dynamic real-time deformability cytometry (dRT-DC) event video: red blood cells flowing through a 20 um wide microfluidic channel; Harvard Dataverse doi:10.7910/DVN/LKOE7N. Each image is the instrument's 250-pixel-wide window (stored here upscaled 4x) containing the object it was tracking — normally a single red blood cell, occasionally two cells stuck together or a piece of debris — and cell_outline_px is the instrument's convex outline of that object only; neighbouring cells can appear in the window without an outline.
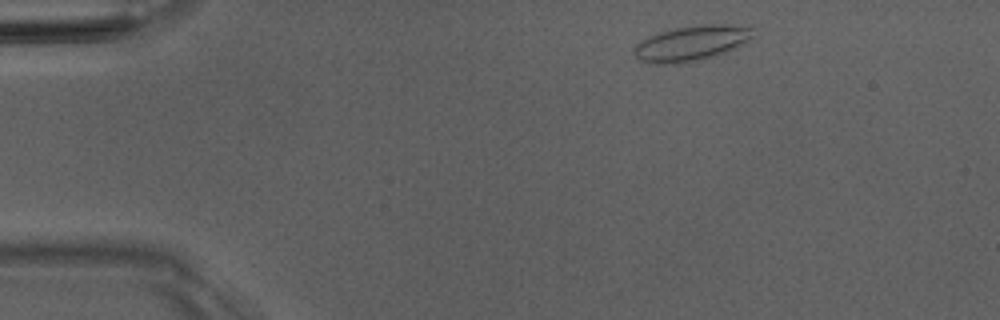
{"species": "Egyptian fruit bat (a non-hibernating species)", "species_latin": "Rousettus aegyptiacus", "temperature_condition": "room temperature", "stored_images_in_passage": 46, "camera_frame_rate_fps": 3000, "um_per_image_px": 0.085, "animal": {"sex": "male"}, "frame": {"image": 1, "passage_image": 3, "time_ms": 0.667, "image_size_px": [1000, 320], "cell_outline_px": [[756, 36], [736, 48], [728, 52], [716, 56], [700, 60], [680, 64], [656, 64], [640, 60], [632, 52], [632, 48], [640, 40], [648, 36], [660, 32], [676, 28], [708, 24], [732, 24], [756, 28]], "centroid_in_image_um": [58.82, 3.68], "position_along_channel_um": 26.2, "area_um2": 24.97}}
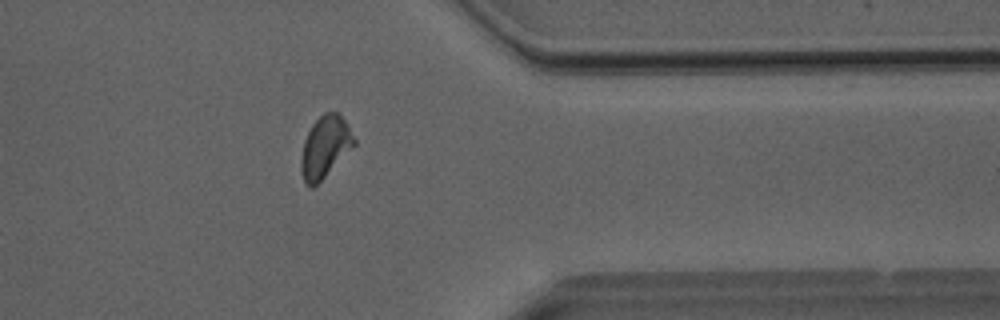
{"frame": {"image": 2, "passage_image": 36, "time_ms": 11.667, "image_size_px": [1000, 320], "cell_outline_px": [[356, 144], [312, 188], [304, 184], [300, 168], [300, 160], [304, 140], [312, 124], [324, 112], [340, 112], [348, 124], [356, 140]], "centroid_in_image_um": [27.62, 12.46], "position_along_channel_um": 383.8, "area_um2": 19.02}}
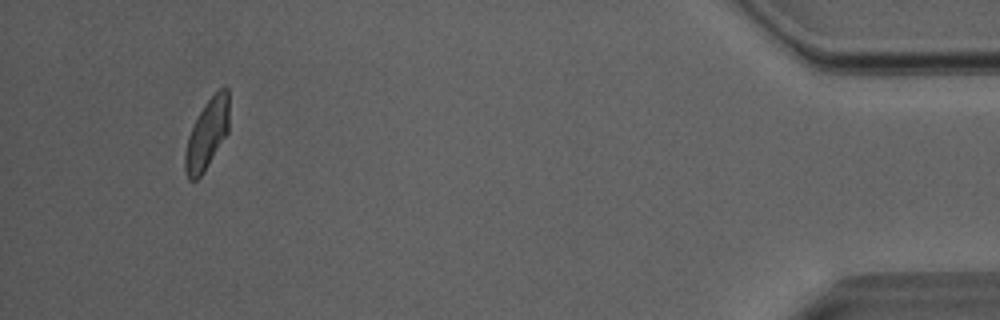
{"frame": {"image": 3, "passage_image": 43, "time_ms": 14.0, "image_size_px": [1000, 320], "cell_outline_px": [[228, 132], [204, 172], [196, 180], [188, 180], [184, 168], [184, 152], [188, 136], [204, 104], [220, 88], [228, 88]], "centroid_in_image_um": [17.58, 11.44], "position_along_channel_um": 417.6, "area_um2": 17.74}, "authors_computed_cell_mechanics": {"area_um2": 18.9873, "velocity_mm_per_s": 4.0338, "shape_relaxation_time_tau1_ms": 4.8256, "shape_relaxation_time_tau2_ms": 1.5032, "deformation_change_tau1": 0.1424, "deformation_change_tau2": 0.0683}}